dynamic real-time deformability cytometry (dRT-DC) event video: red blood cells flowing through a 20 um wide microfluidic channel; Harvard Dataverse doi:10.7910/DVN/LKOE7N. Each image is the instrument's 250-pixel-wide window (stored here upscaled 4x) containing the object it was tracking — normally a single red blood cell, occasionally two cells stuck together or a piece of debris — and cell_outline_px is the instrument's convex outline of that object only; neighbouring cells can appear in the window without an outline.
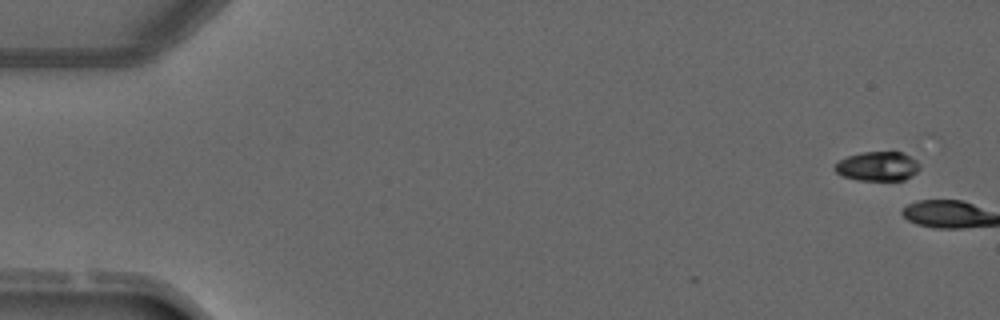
{"species": "common noctule bat (a hibernating species)", "species_latin": "Nyctalus noctula", "temperature_condition": "warm", "stored_images_in_passage": 3, "camera_frame_rate_fps": 3000, "um_per_image_px": 0.085, "animal": {"sex": "male", "forearm_length_mm": 52.5}, "frame": {"image": 1, "passage_image": 1, "time_ms": 0.0, "image_size_px": [1000, 320], "cell_outline_px": [[920, 168], [916, 172], [904, 180], [856, 180], [844, 176], [836, 172], [836, 164], [840, 160], [848, 156], [860, 152], [904, 152], [916, 160], [920, 164]], "centroid_in_image_um": [74.63, 14.13], "position_along_channel_um": 10.4, "area_um2": 14.39}}